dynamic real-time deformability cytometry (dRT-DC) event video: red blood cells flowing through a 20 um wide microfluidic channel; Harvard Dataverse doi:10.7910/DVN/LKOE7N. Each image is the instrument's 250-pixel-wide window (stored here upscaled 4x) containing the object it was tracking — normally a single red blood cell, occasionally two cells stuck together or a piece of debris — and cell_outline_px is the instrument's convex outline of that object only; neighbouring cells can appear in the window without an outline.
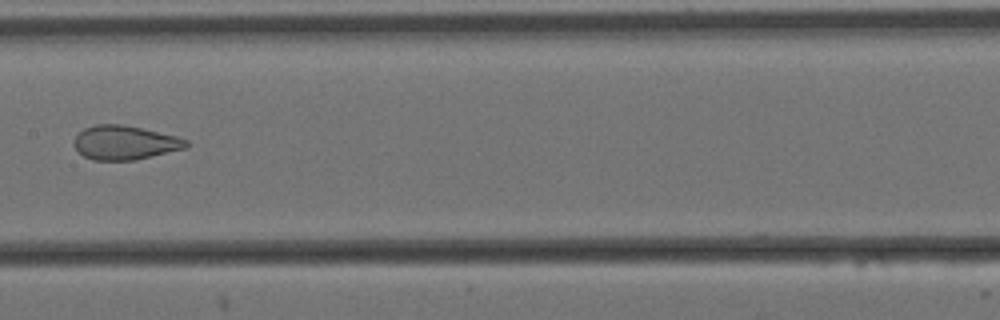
{"species": "Egyptian fruit bat (a non-hibernating species)", "species_latin": "Rousettus aegyptiacus", "temperature_condition": "cold", "stored_images_in_passage": 10, "camera_frame_rate_fps": 3000, "um_per_image_px": 0.085, "animal": {"sex": "female"}, "frame": {"image": 1, "passage_image": 7, "time_ms": 2.0, "image_size_px": [1000, 320], "cell_outline_px": [[188, 148], [136, 160], [92, 160], [84, 156], [72, 144], [72, 140], [84, 128], [96, 124], [120, 124], [140, 128], [176, 136], [188, 140]], "centroid_in_image_um": [10.61, 12.13], "position_along_channel_um": 196.8, "area_um2": 22.31}}
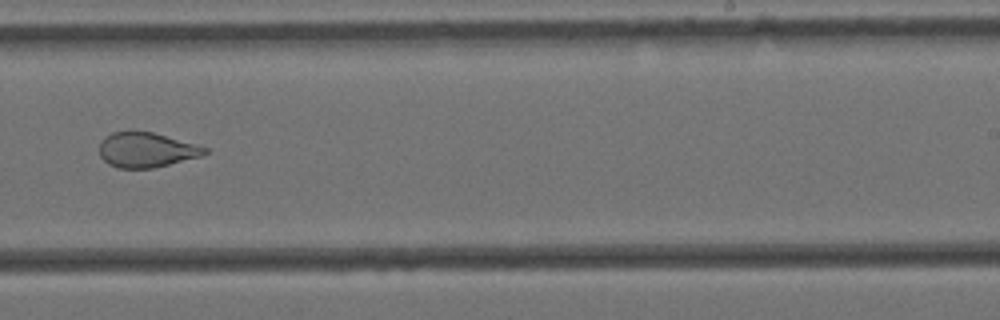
{"frame": {"image": 2, "passage_image": 9, "time_ms": 2.667, "image_size_px": [1000, 320], "cell_outline_px": [[208, 152], [200, 156], [152, 168], [116, 168], [108, 164], [100, 156], [100, 144], [104, 136], [112, 132], [152, 132], [196, 144], [208, 148]], "centroid_in_image_um": [12.42, 12.75], "position_along_channel_um": 276.6, "area_um2": 21.15}}